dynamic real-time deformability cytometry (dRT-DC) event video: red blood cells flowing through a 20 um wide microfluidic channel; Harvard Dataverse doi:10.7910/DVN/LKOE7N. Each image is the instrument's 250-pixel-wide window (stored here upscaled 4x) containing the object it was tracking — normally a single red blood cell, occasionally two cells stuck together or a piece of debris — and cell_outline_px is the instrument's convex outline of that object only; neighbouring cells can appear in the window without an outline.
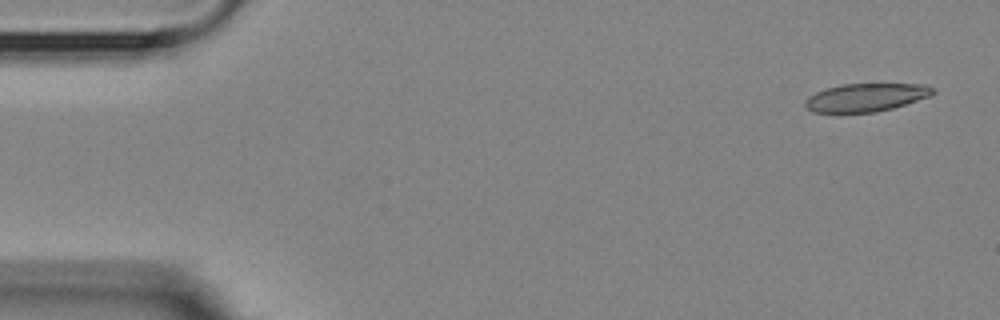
{"species": "Egyptian fruit bat (a non-hibernating species)", "species_latin": "Rousettus aegyptiacus", "temperature_condition": "room temperature", "stored_images_in_passage": 4, "camera_frame_rate_fps": 3000, "um_per_image_px": 0.085, "animal": {"sex": "female"}, "frame": {"image": 1, "passage_image": 1, "time_ms": 0.0, "image_size_px": [1000, 320], "cell_outline_px": [[936, 92], [928, 96], [892, 108], [876, 112], [836, 116], [812, 112], [804, 108], [804, 100], [808, 96], [816, 92], [828, 88], [844, 84], [928, 84], [936, 88]], "centroid_in_image_um": [73.5, 8.33], "position_along_channel_um": 11.5, "area_um2": 21.79}}